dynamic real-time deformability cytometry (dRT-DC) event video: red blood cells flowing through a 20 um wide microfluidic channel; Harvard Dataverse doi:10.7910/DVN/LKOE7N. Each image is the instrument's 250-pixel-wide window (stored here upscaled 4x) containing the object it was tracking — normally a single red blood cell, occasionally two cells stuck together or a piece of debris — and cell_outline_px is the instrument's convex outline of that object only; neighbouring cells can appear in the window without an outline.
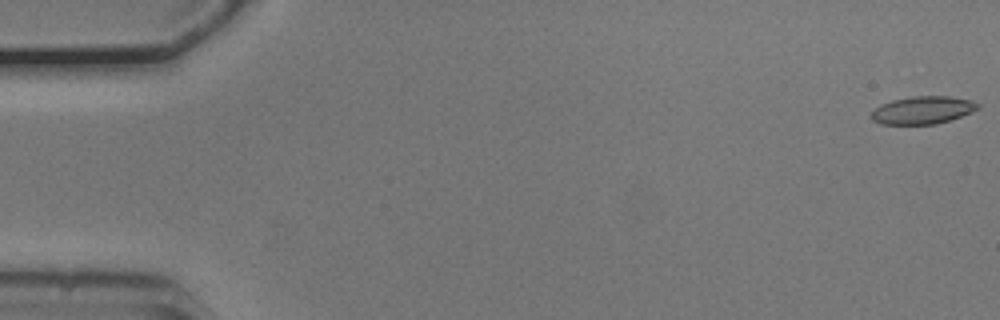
{"species": "common noctule bat (a hibernating species)", "species_latin": "Nyctalus noctula", "temperature_condition": "cold", "stored_images_in_passage": 19, "camera_frame_rate_fps": 3000, "um_per_image_px": 0.085, "animal": {"sex": "male", "body_mass_g": 20.5, "forearm_length_mm": 52.5}, "frame": {"image": 1, "passage_image": 1, "time_ms": 0.0, "image_size_px": [1000, 320], "cell_outline_px": [[980, 108], [972, 112], [936, 124], [880, 124], [872, 120], [872, 112], [880, 104], [892, 100], [912, 96], [948, 96], [972, 100], [980, 104]], "centroid_in_image_um": [78.44, 9.35], "position_along_channel_um": 6.6, "area_um2": 17.17}}
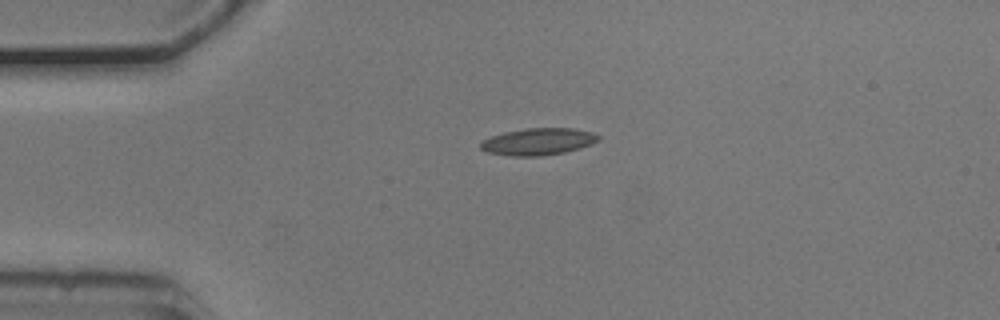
{"frame": {"image": 2, "passage_image": 13, "time_ms": 4.0, "image_size_px": [1000, 320], "cell_outline_px": [[600, 140], [580, 148], [564, 152], [540, 156], [508, 156], [488, 152], [480, 148], [480, 144], [484, 140], [492, 136], [504, 132], [528, 128], [572, 128], [592, 132], [600, 136]], "centroid_in_image_um": [45.75, 12.04], "position_along_channel_um": 39.2, "area_um2": 18.38}}
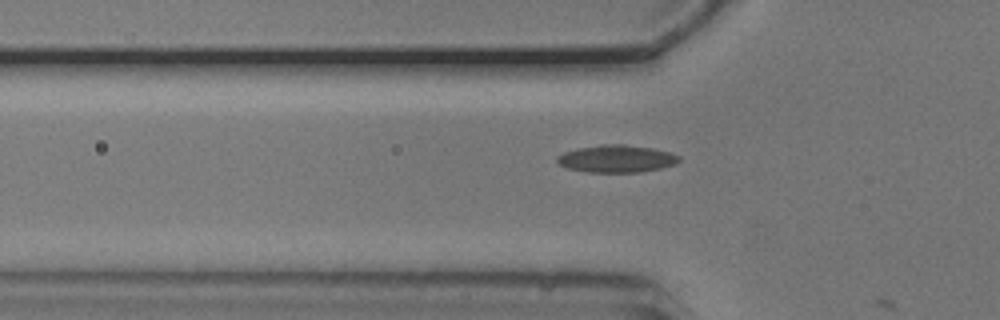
{"frame": {"image": 3, "passage_image": 18, "time_ms": 5.667, "image_size_px": [1000, 320], "cell_outline_px": [[680, 160], [676, 164], [660, 168], [640, 172], [588, 172], [568, 168], [560, 164], [556, 160], [556, 156], [564, 152], [576, 148], [600, 144], [624, 144], [652, 148], [668, 152], [680, 156]], "centroid_in_image_um": [52.39, 13.48], "position_along_channel_um": 73.4, "area_um2": 19.48}}